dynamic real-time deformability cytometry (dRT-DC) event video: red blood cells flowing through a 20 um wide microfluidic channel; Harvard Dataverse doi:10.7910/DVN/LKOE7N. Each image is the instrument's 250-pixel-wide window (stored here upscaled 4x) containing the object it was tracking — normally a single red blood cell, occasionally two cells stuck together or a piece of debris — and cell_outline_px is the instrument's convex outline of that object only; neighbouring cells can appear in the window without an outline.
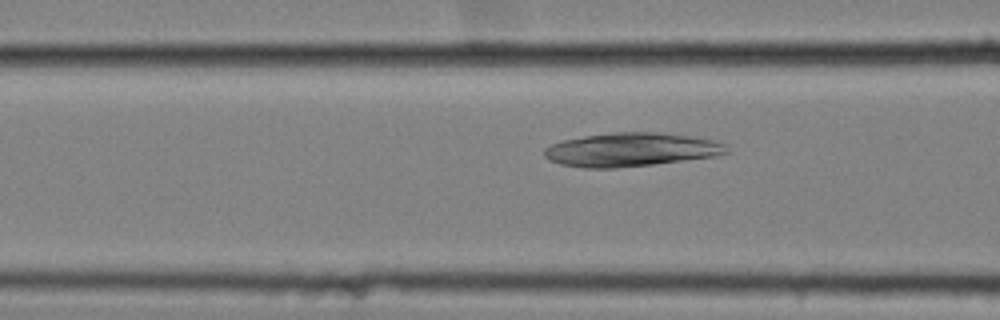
{"species": "common noctule bat (a hibernating species)", "species_latin": "Nyctalus noctula", "temperature_condition": "cold", "stored_images_in_passage": 10, "camera_frame_rate_fps": 3000, "um_per_image_px": 0.085, "animal": {"sex": "female", "body_mass_g": 25.1}, "frame": {"image": 1, "passage_image": 7, "time_ms": 2.0, "image_size_px": [1000, 320], "cell_outline_px": [[732, 152], [716, 156], [652, 164], [616, 168], [584, 168], [560, 164], [544, 156], [544, 148], [552, 144], [564, 140], [584, 136], [616, 132], [656, 132], [692, 136], [712, 140], [728, 144]], "centroid_in_image_um": [53.7, 12.72], "position_along_channel_um": 112.9, "area_um2": 35.78}}